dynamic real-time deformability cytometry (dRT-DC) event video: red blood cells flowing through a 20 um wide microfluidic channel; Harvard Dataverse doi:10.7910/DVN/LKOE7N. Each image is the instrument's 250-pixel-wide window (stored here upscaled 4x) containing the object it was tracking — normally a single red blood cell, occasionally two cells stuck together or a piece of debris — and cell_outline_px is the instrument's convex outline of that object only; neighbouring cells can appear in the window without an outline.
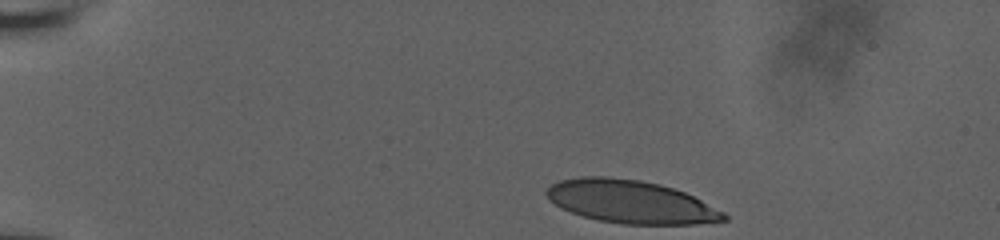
{"species": "human", "species_latin": "Homo sapiens", "temperature_condition": "room temperature", "stored_images_in_passage": 36, "camera_frame_rate_fps": 3000, "um_per_image_px": 0.085, "donor": {"sex": "male"}, "frame": {"image": 1, "passage_image": 1, "time_ms": 0.0, "image_size_px": [1000, 240], "cell_outline_px": [[728, 220], [696, 224], [624, 224], [596, 220], [560, 208], [544, 192], [552, 184], [560, 180], [580, 176], [608, 176], [640, 180], [660, 184], [684, 192], [724, 212], [728, 216]], "centroid_in_image_um": [53.6, 17.15], "position_along_channel_um": 31.4, "area_um2": 44.22}}
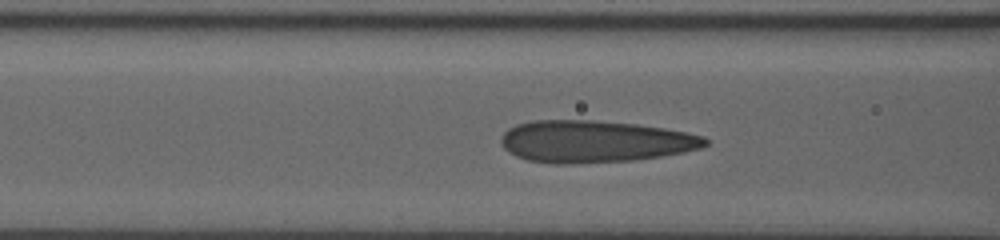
{"frame": {"image": 2, "passage_image": 23, "time_ms": 4.667, "image_size_px": [1000, 240], "cell_outline_px": [[708, 144], [700, 148], [684, 152], [660, 156], [632, 160], [572, 164], [552, 164], [528, 160], [516, 156], [508, 152], [500, 144], [500, 136], [508, 128], [516, 124], [532, 120], [592, 120], [636, 124], [664, 128], [704, 136], [708, 140]], "centroid_in_image_um": [50.49, 12.02], "position_along_channel_um": 116.1, "area_um2": 50.17}}
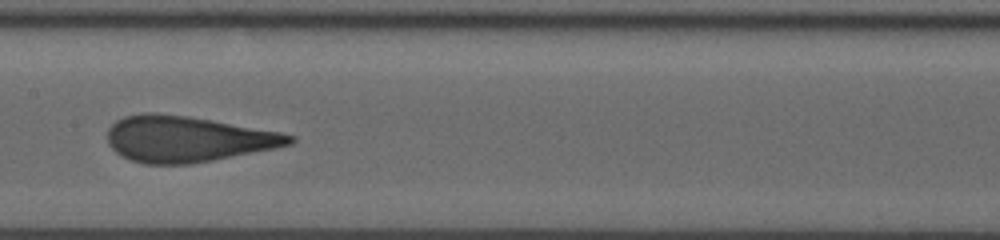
{"frame": {"image": 3, "passage_image": 35, "time_ms": 6.667, "image_size_px": [1000, 240], "cell_outline_px": [[296, 140], [292, 144], [276, 148], [192, 164], [144, 164], [120, 156], [108, 144], [108, 128], [116, 120], [124, 116], [144, 112], [152, 112], [188, 116], [280, 132], [296, 136]], "centroid_in_image_um": [15.91, 11.81], "position_along_channel_um": 191.5, "area_um2": 48.78}}